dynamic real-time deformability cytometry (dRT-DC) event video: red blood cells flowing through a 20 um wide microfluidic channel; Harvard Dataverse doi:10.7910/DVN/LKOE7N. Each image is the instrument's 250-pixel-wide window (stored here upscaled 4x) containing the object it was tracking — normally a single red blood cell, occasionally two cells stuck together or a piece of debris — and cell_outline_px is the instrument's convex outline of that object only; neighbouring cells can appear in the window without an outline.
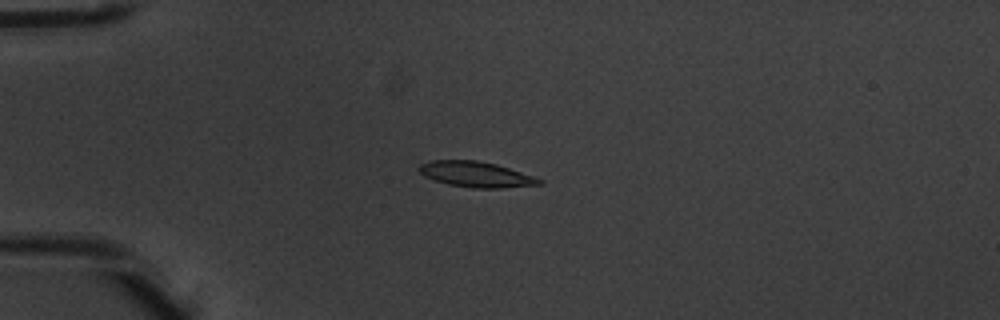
{"species": "common noctule bat (a hibernating species)", "species_latin": "Nyctalus noctula", "temperature_condition": "warm", "stored_images_in_passage": 8, "camera_frame_rate_fps": 3000, "um_per_image_px": 0.085, "animal": {"sex": "male", "body_mass_g": 20.1, "forearm_length_mm": 53.5}, "frame": {"image": 1, "passage_image": 5, "time_ms": 1.333, "image_size_px": [1000, 320], "cell_outline_px": [[544, 184], [500, 188], [472, 188], [448, 184], [424, 176], [416, 168], [420, 164], [432, 160], [476, 160], [496, 164], [544, 180]], "centroid_in_image_um": [40.45, 14.82], "position_along_channel_um": 44.6, "area_um2": 17.8}}